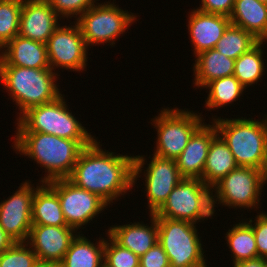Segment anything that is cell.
<instances>
[{
	"instance_id": "obj_1",
	"label": "cell",
	"mask_w": 267,
	"mask_h": 267,
	"mask_svg": "<svg viewBox=\"0 0 267 267\" xmlns=\"http://www.w3.org/2000/svg\"><path fill=\"white\" fill-rule=\"evenodd\" d=\"M99 141L96 139L82 150L68 179L77 187L99 195L110 206L113 200L131 191L147 161L144 155L103 150Z\"/></svg>"
},
{
	"instance_id": "obj_2",
	"label": "cell",
	"mask_w": 267,
	"mask_h": 267,
	"mask_svg": "<svg viewBox=\"0 0 267 267\" xmlns=\"http://www.w3.org/2000/svg\"><path fill=\"white\" fill-rule=\"evenodd\" d=\"M14 147L16 153L28 156L45 175L40 183L69 178L82 150L95 140H71L41 132H16Z\"/></svg>"
},
{
	"instance_id": "obj_3",
	"label": "cell",
	"mask_w": 267,
	"mask_h": 267,
	"mask_svg": "<svg viewBox=\"0 0 267 267\" xmlns=\"http://www.w3.org/2000/svg\"><path fill=\"white\" fill-rule=\"evenodd\" d=\"M212 122L238 166L252 167L267 173V114L260 121L245 117H218L213 118Z\"/></svg>"
},
{
	"instance_id": "obj_4",
	"label": "cell",
	"mask_w": 267,
	"mask_h": 267,
	"mask_svg": "<svg viewBox=\"0 0 267 267\" xmlns=\"http://www.w3.org/2000/svg\"><path fill=\"white\" fill-rule=\"evenodd\" d=\"M60 76L51 69L0 65V80L20 110L19 117L28 109L55 101L60 93L56 81Z\"/></svg>"
},
{
	"instance_id": "obj_5",
	"label": "cell",
	"mask_w": 267,
	"mask_h": 267,
	"mask_svg": "<svg viewBox=\"0 0 267 267\" xmlns=\"http://www.w3.org/2000/svg\"><path fill=\"white\" fill-rule=\"evenodd\" d=\"M64 94L55 101L32 107L16 120L15 132H41L71 140H96L69 112ZM74 115V116H73ZM95 138V139H94Z\"/></svg>"
},
{
	"instance_id": "obj_6",
	"label": "cell",
	"mask_w": 267,
	"mask_h": 267,
	"mask_svg": "<svg viewBox=\"0 0 267 267\" xmlns=\"http://www.w3.org/2000/svg\"><path fill=\"white\" fill-rule=\"evenodd\" d=\"M156 219L158 242L168 256L170 267H207L195 223L163 217Z\"/></svg>"
},
{
	"instance_id": "obj_7",
	"label": "cell",
	"mask_w": 267,
	"mask_h": 267,
	"mask_svg": "<svg viewBox=\"0 0 267 267\" xmlns=\"http://www.w3.org/2000/svg\"><path fill=\"white\" fill-rule=\"evenodd\" d=\"M154 215L195 224L213 218L212 188L199 178H183Z\"/></svg>"
},
{
	"instance_id": "obj_8",
	"label": "cell",
	"mask_w": 267,
	"mask_h": 267,
	"mask_svg": "<svg viewBox=\"0 0 267 267\" xmlns=\"http://www.w3.org/2000/svg\"><path fill=\"white\" fill-rule=\"evenodd\" d=\"M266 183L267 173L265 171L238 166L212 187L214 213L215 204L240 210L241 208L258 210L261 192Z\"/></svg>"
},
{
	"instance_id": "obj_9",
	"label": "cell",
	"mask_w": 267,
	"mask_h": 267,
	"mask_svg": "<svg viewBox=\"0 0 267 267\" xmlns=\"http://www.w3.org/2000/svg\"><path fill=\"white\" fill-rule=\"evenodd\" d=\"M198 114L188 109L162 108L160 114L151 119L158 138L154 155L175 160L193 133L204 123L203 115Z\"/></svg>"
},
{
	"instance_id": "obj_10",
	"label": "cell",
	"mask_w": 267,
	"mask_h": 267,
	"mask_svg": "<svg viewBox=\"0 0 267 267\" xmlns=\"http://www.w3.org/2000/svg\"><path fill=\"white\" fill-rule=\"evenodd\" d=\"M119 5L111 1L95 3L75 21L80 28L81 34L87 47L96 44L109 43L115 45L118 36L137 19L136 14L123 10Z\"/></svg>"
},
{
	"instance_id": "obj_11",
	"label": "cell",
	"mask_w": 267,
	"mask_h": 267,
	"mask_svg": "<svg viewBox=\"0 0 267 267\" xmlns=\"http://www.w3.org/2000/svg\"><path fill=\"white\" fill-rule=\"evenodd\" d=\"M47 184L58 194L62 212L68 226L80 230L109 205L99 195L77 187L68 178ZM102 211V212H101Z\"/></svg>"
},
{
	"instance_id": "obj_12",
	"label": "cell",
	"mask_w": 267,
	"mask_h": 267,
	"mask_svg": "<svg viewBox=\"0 0 267 267\" xmlns=\"http://www.w3.org/2000/svg\"><path fill=\"white\" fill-rule=\"evenodd\" d=\"M50 69L84 71L87 67L88 47L76 22L73 26H58L46 42Z\"/></svg>"
},
{
	"instance_id": "obj_13",
	"label": "cell",
	"mask_w": 267,
	"mask_h": 267,
	"mask_svg": "<svg viewBox=\"0 0 267 267\" xmlns=\"http://www.w3.org/2000/svg\"><path fill=\"white\" fill-rule=\"evenodd\" d=\"M36 188L31 181L0 203V227L15 241L26 242L32 227V199Z\"/></svg>"
},
{
	"instance_id": "obj_14",
	"label": "cell",
	"mask_w": 267,
	"mask_h": 267,
	"mask_svg": "<svg viewBox=\"0 0 267 267\" xmlns=\"http://www.w3.org/2000/svg\"><path fill=\"white\" fill-rule=\"evenodd\" d=\"M152 160L144 170L147 206L155 214L166 202L174 187L183 179L174 159L160 158L152 154ZM146 172V173H145Z\"/></svg>"
},
{
	"instance_id": "obj_15",
	"label": "cell",
	"mask_w": 267,
	"mask_h": 267,
	"mask_svg": "<svg viewBox=\"0 0 267 267\" xmlns=\"http://www.w3.org/2000/svg\"><path fill=\"white\" fill-rule=\"evenodd\" d=\"M70 226L32 224L26 243L38 261L61 263L71 242L79 233Z\"/></svg>"
},
{
	"instance_id": "obj_16",
	"label": "cell",
	"mask_w": 267,
	"mask_h": 267,
	"mask_svg": "<svg viewBox=\"0 0 267 267\" xmlns=\"http://www.w3.org/2000/svg\"><path fill=\"white\" fill-rule=\"evenodd\" d=\"M58 17L47 0H23L18 35L46 44L60 25Z\"/></svg>"
},
{
	"instance_id": "obj_17",
	"label": "cell",
	"mask_w": 267,
	"mask_h": 267,
	"mask_svg": "<svg viewBox=\"0 0 267 267\" xmlns=\"http://www.w3.org/2000/svg\"><path fill=\"white\" fill-rule=\"evenodd\" d=\"M211 123L212 125L203 123L190 137L182 153L175 159L183 178H202L210 143L218 134L214 123Z\"/></svg>"
},
{
	"instance_id": "obj_18",
	"label": "cell",
	"mask_w": 267,
	"mask_h": 267,
	"mask_svg": "<svg viewBox=\"0 0 267 267\" xmlns=\"http://www.w3.org/2000/svg\"><path fill=\"white\" fill-rule=\"evenodd\" d=\"M188 16V32L193 45L194 55L215 47L224 31L231 24L228 16L205 13L192 9Z\"/></svg>"
},
{
	"instance_id": "obj_19",
	"label": "cell",
	"mask_w": 267,
	"mask_h": 267,
	"mask_svg": "<svg viewBox=\"0 0 267 267\" xmlns=\"http://www.w3.org/2000/svg\"><path fill=\"white\" fill-rule=\"evenodd\" d=\"M0 65L50 69L46 44L17 35L2 48Z\"/></svg>"
},
{
	"instance_id": "obj_20",
	"label": "cell",
	"mask_w": 267,
	"mask_h": 267,
	"mask_svg": "<svg viewBox=\"0 0 267 267\" xmlns=\"http://www.w3.org/2000/svg\"><path fill=\"white\" fill-rule=\"evenodd\" d=\"M149 216L150 226L143 222H130V224L111 226L106 234L121 247L129 249L140 258L158 242L157 219L154 214Z\"/></svg>"
},
{
	"instance_id": "obj_21",
	"label": "cell",
	"mask_w": 267,
	"mask_h": 267,
	"mask_svg": "<svg viewBox=\"0 0 267 267\" xmlns=\"http://www.w3.org/2000/svg\"><path fill=\"white\" fill-rule=\"evenodd\" d=\"M229 19L232 25L243 28L259 41L267 43V3L258 0H235Z\"/></svg>"
},
{
	"instance_id": "obj_22",
	"label": "cell",
	"mask_w": 267,
	"mask_h": 267,
	"mask_svg": "<svg viewBox=\"0 0 267 267\" xmlns=\"http://www.w3.org/2000/svg\"><path fill=\"white\" fill-rule=\"evenodd\" d=\"M193 63L194 86L204 88L210 81L232 76L235 60L219 53L215 48L201 52L195 56Z\"/></svg>"
},
{
	"instance_id": "obj_23",
	"label": "cell",
	"mask_w": 267,
	"mask_h": 267,
	"mask_svg": "<svg viewBox=\"0 0 267 267\" xmlns=\"http://www.w3.org/2000/svg\"><path fill=\"white\" fill-rule=\"evenodd\" d=\"M234 155L226 142L217 134L210 143L206 163L201 180L209 187H213L229 172L237 168Z\"/></svg>"
},
{
	"instance_id": "obj_24",
	"label": "cell",
	"mask_w": 267,
	"mask_h": 267,
	"mask_svg": "<svg viewBox=\"0 0 267 267\" xmlns=\"http://www.w3.org/2000/svg\"><path fill=\"white\" fill-rule=\"evenodd\" d=\"M40 184L32 199V224L68 226L58 194L47 183Z\"/></svg>"
},
{
	"instance_id": "obj_25",
	"label": "cell",
	"mask_w": 267,
	"mask_h": 267,
	"mask_svg": "<svg viewBox=\"0 0 267 267\" xmlns=\"http://www.w3.org/2000/svg\"><path fill=\"white\" fill-rule=\"evenodd\" d=\"M73 239L61 264L63 267H104L105 238L99 237V241L91 242L84 234ZM101 238V239H100Z\"/></svg>"
},
{
	"instance_id": "obj_26",
	"label": "cell",
	"mask_w": 267,
	"mask_h": 267,
	"mask_svg": "<svg viewBox=\"0 0 267 267\" xmlns=\"http://www.w3.org/2000/svg\"><path fill=\"white\" fill-rule=\"evenodd\" d=\"M225 235L227 246L233 254V264L258 257L253 229L246 221L234 224Z\"/></svg>"
},
{
	"instance_id": "obj_27",
	"label": "cell",
	"mask_w": 267,
	"mask_h": 267,
	"mask_svg": "<svg viewBox=\"0 0 267 267\" xmlns=\"http://www.w3.org/2000/svg\"><path fill=\"white\" fill-rule=\"evenodd\" d=\"M263 41H260L250 51L242 54L235 60L233 75L245 87L257 84L264 75L266 69L263 60Z\"/></svg>"
},
{
	"instance_id": "obj_28",
	"label": "cell",
	"mask_w": 267,
	"mask_h": 267,
	"mask_svg": "<svg viewBox=\"0 0 267 267\" xmlns=\"http://www.w3.org/2000/svg\"><path fill=\"white\" fill-rule=\"evenodd\" d=\"M204 88L209 90L205 100V106L209 110L233 104L245 90L234 75L210 81Z\"/></svg>"
},
{
	"instance_id": "obj_29",
	"label": "cell",
	"mask_w": 267,
	"mask_h": 267,
	"mask_svg": "<svg viewBox=\"0 0 267 267\" xmlns=\"http://www.w3.org/2000/svg\"><path fill=\"white\" fill-rule=\"evenodd\" d=\"M259 42L250 32L230 24L214 48L226 57L236 60L242 54L250 51Z\"/></svg>"
},
{
	"instance_id": "obj_30",
	"label": "cell",
	"mask_w": 267,
	"mask_h": 267,
	"mask_svg": "<svg viewBox=\"0 0 267 267\" xmlns=\"http://www.w3.org/2000/svg\"><path fill=\"white\" fill-rule=\"evenodd\" d=\"M23 0H0V47L3 48L19 33Z\"/></svg>"
},
{
	"instance_id": "obj_31",
	"label": "cell",
	"mask_w": 267,
	"mask_h": 267,
	"mask_svg": "<svg viewBox=\"0 0 267 267\" xmlns=\"http://www.w3.org/2000/svg\"><path fill=\"white\" fill-rule=\"evenodd\" d=\"M26 242H15L0 254V267H35L38 258Z\"/></svg>"
},
{
	"instance_id": "obj_32",
	"label": "cell",
	"mask_w": 267,
	"mask_h": 267,
	"mask_svg": "<svg viewBox=\"0 0 267 267\" xmlns=\"http://www.w3.org/2000/svg\"><path fill=\"white\" fill-rule=\"evenodd\" d=\"M107 238L104 245V267H139L137 255L121 247L109 235Z\"/></svg>"
},
{
	"instance_id": "obj_33",
	"label": "cell",
	"mask_w": 267,
	"mask_h": 267,
	"mask_svg": "<svg viewBox=\"0 0 267 267\" xmlns=\"http://www.w3.org/2000/svg\"><path fill=\"white\" fill-rule=\"evenodd\" d=\"M49 5L59 15V18H79L86 10L99 0H47ZM76 15V16H75Z\"/></svg>"
},
{
	"instance_id": "obj_34",
	"label": "cell",
	"mask_w": 267,
	"mask_h": 267,
	"mask_svg": "<svg viewBox=\"0 0 267 267\" xmlns=\"http://www.w3.org/2000/svg\"><path fill=\"white\" fill-rule=\"evenodd\" d=\"M254 222L252 219L246 222L252 227L256 240L258 257L267 258V213L258 214ZM252 222L254 224L252 225Z\"/></svg>"
},
{
	"instance_id": "obj_35",
	"label": "cell",
	"mask_w": 267,
	"mask_h": 267,
	"mask_svg": "<svg viewBox=\"0 0 267 267\" xmlns=\"http://www.w3.org/2000/svg\"><path fill=\"white\" fill-rule=\"evenodd\" d=\"M139 267H170L168 256L159 242L139 258Z\"/></svg>"
},
{
	"instance_id": "obj_36",
	"label": "cell",
	"mask_w": 267,
	"mask_h": 267,
	"mask_svg": "<svg viewBox=\"0 0 267 267\" xmlns=\"http://www.w3.org/2000/svg\"><path fill=\"white\" fill-rule=\"evenodd\" d=\"M235 0H201L197 9L205 13L230 16L234 8Z\"/></svg>"
},
{
	"instance_id": "obj_37",
	"label": "cell",
	"mask_w": 267,
	"mask_h": 267,
	"mask_svg": "<svg viewBox=\"0 0 267 267\" xmlns=\"http://www.w3.org/2000/svg\"><path fill=\"white\" fill-rule=\"evenodd\" d=\"M233 267H266L265 258L256 257L244 260L233 265Z\"/></svg>"
},
{
	"instance_id": "obj_38",
	"label": "cell",
	"mask_w": 267,
	"mask_h": 267,
	"mask_svg": "<svg viewBox=\"0 0 267 267\" xmlns=\"http://www.w3.org/2000/svg\"><path fill=\"white\" fill-rule=\"evenodd\" d=\"M14 243L15 241L0 227V254Z\"/></svg>"
},
{
	"instance_id": "obj_39",
	"label": "cell",
	"mask_w": 267,
	"mask_h": 267,
	"mask_svg": "<svg viewBox=\"0 0 267 267\" xmlns=\"http://www.w3.org/2000/svg\"><path fill=\"white\" fill-rule=\"evenodd\" d=\"M35 267H63L61 263L38 261Z\"/></svg>"
},
{
	"instance_id": "obj_40",
	"label": "cell",
	"mask_w": 267,
	"mask_h": 267,
	"mask_svg": "<svg viewBox=\"0 0 267 267\" xmlns=\"http://www.w3.org/2000/svg\"><path fill=\"white\" fill-rule=\"evenodd\" d=\"M258 1H261V2L267 3V0H258Z\"/></svg>"
}]
</instances>
